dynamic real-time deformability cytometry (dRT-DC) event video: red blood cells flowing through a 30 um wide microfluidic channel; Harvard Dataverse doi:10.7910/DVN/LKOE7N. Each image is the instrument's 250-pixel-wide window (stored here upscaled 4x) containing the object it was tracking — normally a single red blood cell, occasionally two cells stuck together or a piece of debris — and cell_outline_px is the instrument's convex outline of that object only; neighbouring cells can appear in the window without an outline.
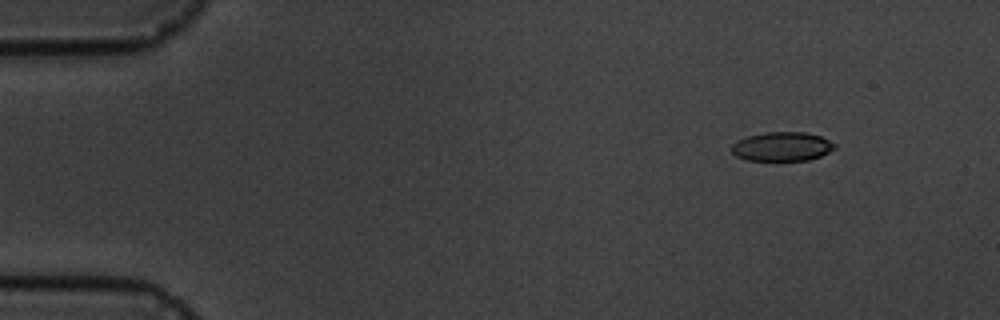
{"species": "common noctule bat (a hibernating species)", "species_latin": "Nyctalus noctula", "temperature_condition": "cold", "stored_images_in_passage": 4, "camera_frame_rate_fps": 3000, "um_per_image_px": 0.085, "animal": {"sex": "male", "body_mass_g": 19.5, "forearm_length_mm": 54.6}, "frame": {"image": 1, "passage_image": 1, "time_ms": 0.0, "image_size_px": [1000, 320], "cell_outline_px": [[836, 148], [820, 156], [808, 160], [748, 160], [736, 156], [732, 152], [732, 144], [736, 140], [748, 136], [764, 132], [804, 132], [820, 136], [836, 144]], "centroid_in_image_um": [66.46, 12.45], "position_along_channel_um": 18.5, "area_um2": 17.4}}
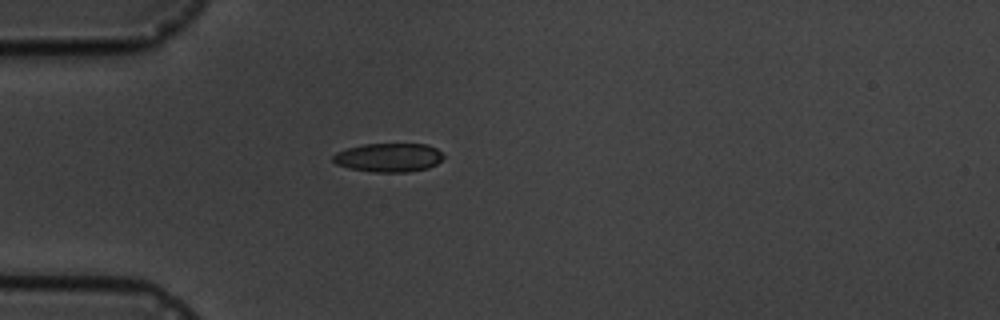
{"frame": {"image": 2, "passage_image": 4, "time_ms": 3.333, "image_size_px": [1000, 320], "cell_outline_px": [[444, 156], [436, 164], [428, 168], [408, 172], [372, 172], [348, 168], [336, 164], [332, 160], [332, 156], [336, 152], [348, 148], [364, 144], [428, 144], [436, 148]], "centroid_in_image_um": [33.02, 13.39], "position_along_channel_um": 52.0, "area_um2": 18.55}}